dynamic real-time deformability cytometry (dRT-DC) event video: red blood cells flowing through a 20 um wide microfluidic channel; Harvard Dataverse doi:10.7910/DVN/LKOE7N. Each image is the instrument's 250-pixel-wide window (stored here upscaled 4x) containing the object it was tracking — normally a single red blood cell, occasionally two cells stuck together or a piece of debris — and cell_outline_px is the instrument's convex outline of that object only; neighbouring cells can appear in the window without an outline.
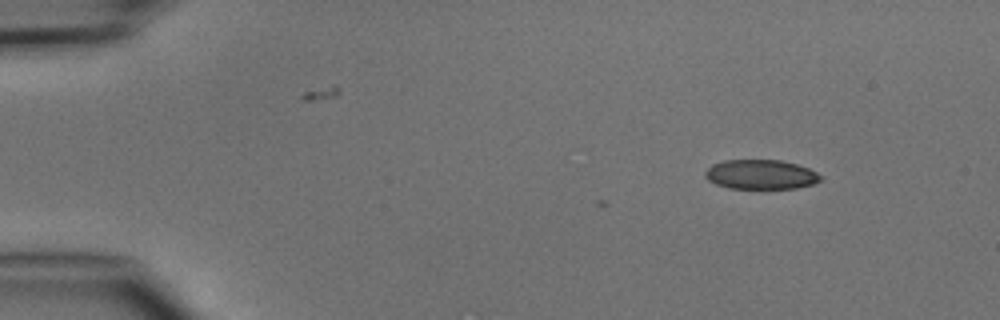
{"species": "common noctule bat (a hibernating species)", "species_latin": "Nyctalus noctula", "temperature_condition": "cold", "stored_images_in_passage": 5, "camera_frame_rate_fps": 3000, "um_per_image_px": 0.085, "animal": {"sex": "male", "body_mass_g": 15.6}, "frame": {"image": 1, "passage_image": 2, "time_ms": 2.0, "image_size_px": [1000, 320], "cell_outline_px": [[824, 176], [820, 180], [812, 184], [796, 188], [728, 188], [716, 184], [708, 180], [704, 176], [704, 172], [712, 164], [724, 160], [780, 160], [796, 164], [808, 168]], "centroid_in_image_um": [64.65, 14.83], "position_along_channel_um": 20.3, "area_um2": 19.83}}